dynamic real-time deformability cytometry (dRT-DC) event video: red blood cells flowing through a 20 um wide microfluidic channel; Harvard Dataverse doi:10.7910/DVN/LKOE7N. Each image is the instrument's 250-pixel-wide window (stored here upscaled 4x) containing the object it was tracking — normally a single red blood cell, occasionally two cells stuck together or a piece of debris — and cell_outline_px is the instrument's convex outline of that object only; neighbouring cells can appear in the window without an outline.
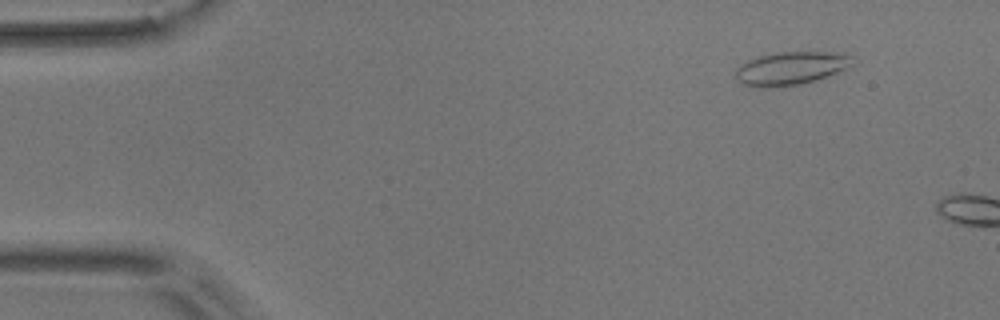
{"species": "common noctule bat (a hibernating species)", "species_latin": "Nyctalus noctula", "temperature_condition": "room temperature", "stored_images_in_passage": 3, "camera_frame_rate_fps": 3000, "um_per_image_px": 0.085, "animal": {"sex": "male", "body_mass_g": 17.9}, "frame": {"image": 1, "passage_image": 1, "time_ms": 0.0, "image_size_px": [1000, 320], "cell_outline_px": [[852, 56], [844, 68], [828, 76], [816, 80], [800, 84], [772, 88], [756, 88], [744, 84], [736, 80], [736, 68], [740, 64], [748, 60], [760, 56], [776, 52], [844, 52]], "centroid_in_image_um": [67.13, 5.81], "position_along_channel_um": 17.9, "area_um2": 22.48}}